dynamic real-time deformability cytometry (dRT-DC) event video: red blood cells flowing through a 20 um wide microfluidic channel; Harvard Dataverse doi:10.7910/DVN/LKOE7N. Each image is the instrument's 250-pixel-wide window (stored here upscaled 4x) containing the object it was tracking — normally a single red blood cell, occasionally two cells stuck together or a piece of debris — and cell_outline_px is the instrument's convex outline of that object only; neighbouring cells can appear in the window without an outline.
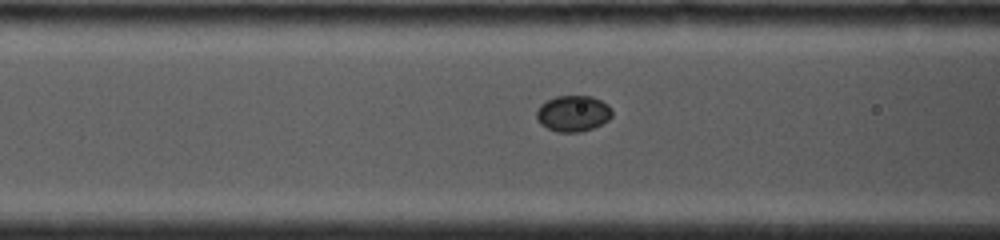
{"species": "common noctule bat (a hibernating species)", "species_latin": "Nyctalus noctula", "temperature_condition": "cold", "stored_images_in_passage": 20, "camera_frame_rate_fps": 4000, "um_per_image_px": 0.085, "animal": {"sex": "female", "body_mass_g": 19.0, "forearm_length_mm": 53.3}, "frame": {"image": 1, "passage_image": 17, "time_ms": 4.0, "image_size_px": [1000, 240], "cell_outline_px": [[612, 116], [608, 120], [592, 128], [580, 132], [556, 132], [540, 124], [536, 120], [536, 112], [540, 104], [556, 96], [592, 96], [608, 104], [612, 108]], "centroid_in_image_um": [48.7, 9.64], "position_along_channel_um": 117.9, "area_um2": 15.95}}